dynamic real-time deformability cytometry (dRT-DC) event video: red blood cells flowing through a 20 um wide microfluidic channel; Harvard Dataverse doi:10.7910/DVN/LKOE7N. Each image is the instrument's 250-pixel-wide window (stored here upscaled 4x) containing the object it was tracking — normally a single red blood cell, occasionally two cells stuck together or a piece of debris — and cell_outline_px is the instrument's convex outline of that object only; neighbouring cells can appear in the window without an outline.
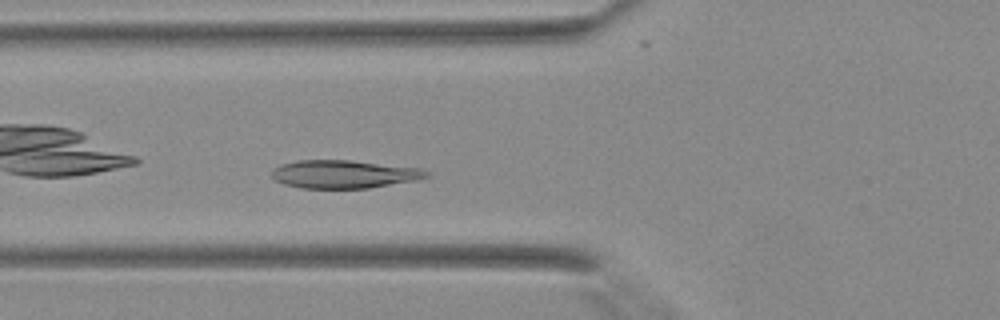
{"species": "Egyptian fruit bat (a non-hibernating species)", "species_latin": "Rousettus aegyptiacus", "temperature_condition": "warm", "stored_images_in_passage": 45, "camera_frame_rate_fps": 3000, "um_per_image_px": 0.085, "animal": {"sex": "female"}, "frame": {"image": 1, "passage_image": 18, "time_ms": 5.667, "image_size_px": [1000, 320], "cell_outline_px": [[432, 176], [420, 180], [368, 188], [300, 188], [284, 184], [276, 180], [272, 176], [272, 168], [280, 164], [296, 160], [348, 160], [420, 168], [432, 172]], "centroid_in_image_um": [29.28, 14.8], "position_along_channel_um": 96.5, "area_um2": 25.61}}
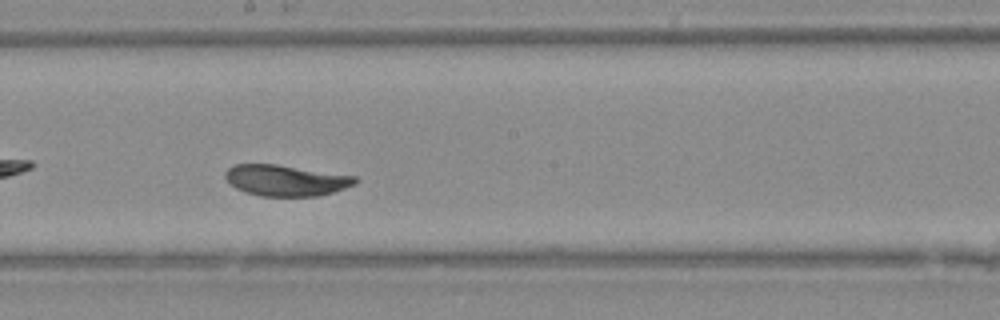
{"frame": {"image": 2, "passage_image": 26, "time_ms": 8.333, "image_size_px": [1000, 320], "cell_outline_px": [[360, 180], [356, 184], [320, 196], [260, 196], [244, 192], [236, 188], [224, 176], [224, 172], [228, 168], [236, 164], [276, 164], [356, 176]], "centroid_in_image_um": [24.31, 15.33], "position_along_channel_um": 223.9, "area_um2": 23.52}}
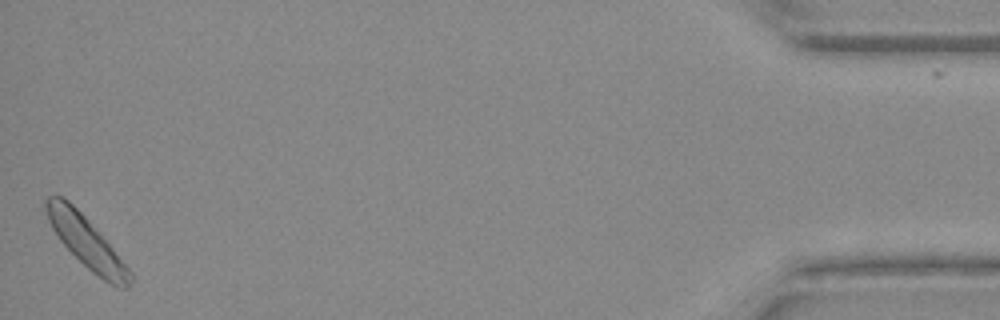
{"frame": {"image": 3, "passage_image": 44, "time_ms": 14.333, "image_size_px": [1000, 320], "cell_outline_px": [[132, 284], [128, 288], [120, 288], [104, 280], [92, 272], [60, 240], [52, 228], [48, 220], [44, 204], [44, 200], [48, 196], [60, 196], [68, 200], [88, 220], [112, 248], [132, 272]], "centroid_in_image_um": [7.34, 20.59], "position_along_channel_um": 427.9, "area_um2": 24.33}}